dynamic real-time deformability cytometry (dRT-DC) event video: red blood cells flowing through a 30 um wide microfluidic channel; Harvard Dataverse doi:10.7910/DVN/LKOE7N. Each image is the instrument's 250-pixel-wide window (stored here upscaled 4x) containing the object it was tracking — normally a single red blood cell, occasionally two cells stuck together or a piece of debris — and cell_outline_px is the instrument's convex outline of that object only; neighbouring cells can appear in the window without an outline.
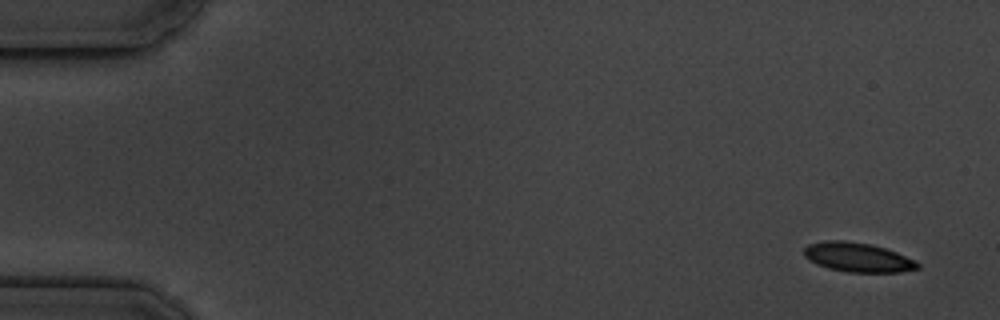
{"species": "common noctule bat (a hibernating species)", "species_latin": "Nyctalus noctula", "temperature_condition": "cold", "stored_images_in_passage": 5, "camera_frame_rate_fps": 3000, "um_per_image_px": 0.085, "animal": {"sex": "male", "body_mass_g": 19.5, "forearm_length_mm": 54.6}, "frame": {"image": 1, "passage_image": 1, "time_ms": 0.0, "image_size_px": [1000, 320], "cell_outline_px": [[920, 268], [900, 272], [848, 272], [828, 268], [816, 264], [808, 260], [804, 256], [804, 248], [808, 244], [824, 240], [844, 240], [872, 244], [896, 252], [916, 260], [920, 264]], "centroid_in_image_um": [72.9, 21.86], "position_along_channel_um": 12.1, "area_um2": 19.59}}
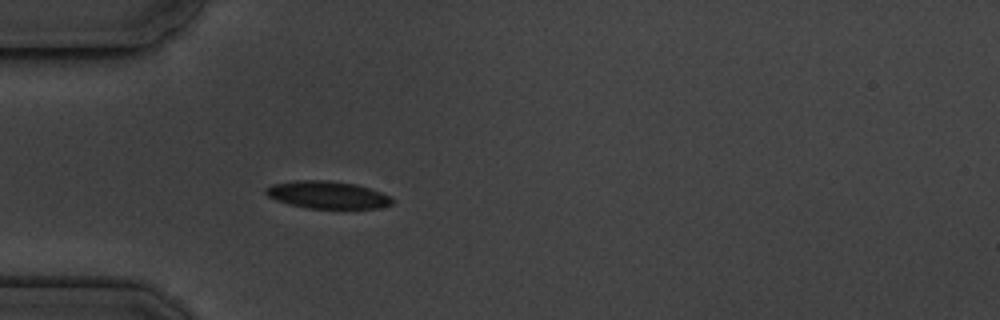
{"frame": {"image": 2, "passage_image": 5, "time_ms": 4.667, "image_size_px": [1000, 320], "cell_outline_px": [[392, 204], [380, 208], [308, 208], [288, 204], [276, 200], [268, 196], [264, 192], [264, 188], [272, 184], [296, 180], [324, 180], [356, 184], [380, 192], [388, 196], [392, 200]], "centroid_in_image_um": [27.77, 16.56], "position_along_channel_um": 57.2, "area_um2": 20.06}}